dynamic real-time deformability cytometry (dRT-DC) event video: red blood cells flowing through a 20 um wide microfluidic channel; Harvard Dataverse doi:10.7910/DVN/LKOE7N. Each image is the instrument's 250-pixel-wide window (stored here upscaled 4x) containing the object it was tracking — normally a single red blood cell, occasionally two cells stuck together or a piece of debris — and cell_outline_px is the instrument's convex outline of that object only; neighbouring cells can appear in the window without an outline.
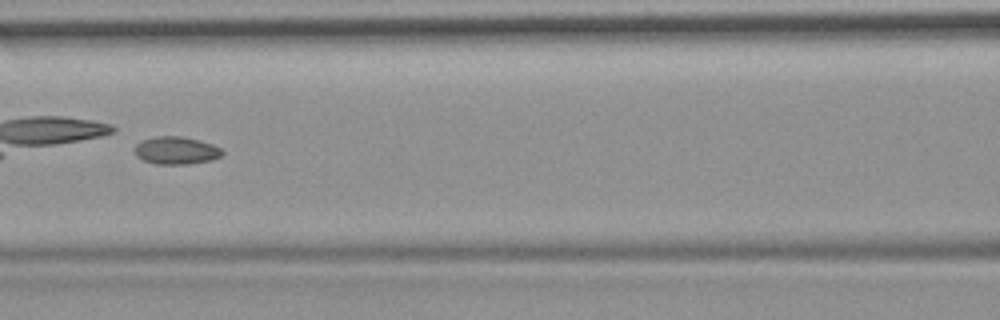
{"species": "common noctule bat (a hibernating species)", "species_latin": "Nyctalus noctula", "temperature_condition": "room temperature", "stored_images_in_passage": 7, "segment_of_instrument_passage": [1, 2], "camera_frame_rate_fps": 3000, "um_per_image_px": 0.085, "animal": {"sex": "female", "body_mass_g": 19.9}, "frame": {"image": 1, "passage_image": 6, "time_ms": 1.667, "image_size_px": [1000, 320], "cell_outline_px": [[224, 152], [220, 156], [212, 160], [188, 164], [156, 164], [144, 160], [136, 156], [136, 144], [140, 140], [156, 136], [180, 136], [212, 144], [220, 148]], "centroid_in_image_um": [14.96, 12.79], "position_along_channel_um": 151.6, "area_um2": 13.99}}